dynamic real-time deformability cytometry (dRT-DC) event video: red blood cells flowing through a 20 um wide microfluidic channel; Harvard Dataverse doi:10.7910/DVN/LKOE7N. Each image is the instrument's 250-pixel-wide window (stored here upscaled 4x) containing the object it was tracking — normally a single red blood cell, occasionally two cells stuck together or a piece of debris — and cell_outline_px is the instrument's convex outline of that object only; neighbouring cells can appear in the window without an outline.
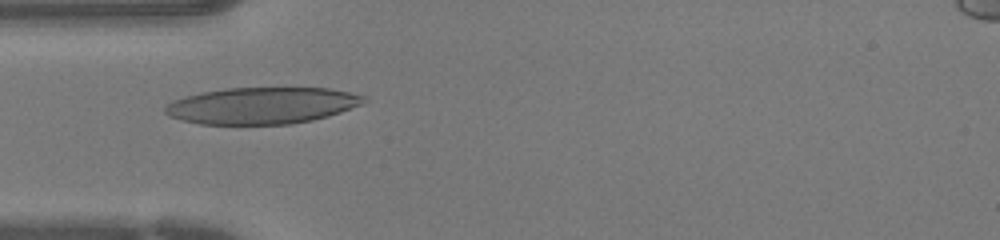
{"species": "human", "species_latin": "Homo sapiens", "temperature_condition": "warm", "stored_images_in_passage": 29, "camera_frame_rate_fps": 3000, "um_per_image_px": 0.085, "donor": {"sex": "female"}, "frame": {"image": 1, "passage_image": 1, "time_ms": 0.0, "image_size_px": [1000, 240], "cell_outline_px": [[368, 100], [360, 104], [340, 112], [328, 116], [312, 120], [292, 124], [200, 124], [180, 120], [164, 112], [164, 108], [172, 100], [184, 96], [204, 92], [228, 88], [328, 88], [348, 92], [364, 96]], "centroid_in_image_um": [22.24, 8.97], "position_along_channel_um": 62.8, "area_um2": 42.14}}
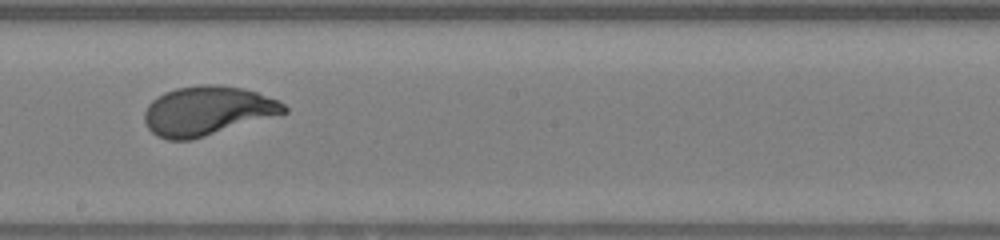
{"frame": {"image": 2, "passage_image": 12, "time_ms": 3.667, "image_size_px": [1000, 240], "cell_outline_px": [[288, 112], [192, 140], [168, 140], [156, 136], [148, 128], [144, 120], [144, 112], [148, 104], [152, 100], [164, 92], [176, 88], [200, 84], [216, 84], [244, 88], [256, 92], [276, 100], [284, 104], [288, 108]], "centroid_in_image_um": [17.59, 9.42], "position_along_channel_um": 230.6, "area_um2": 40.0}}
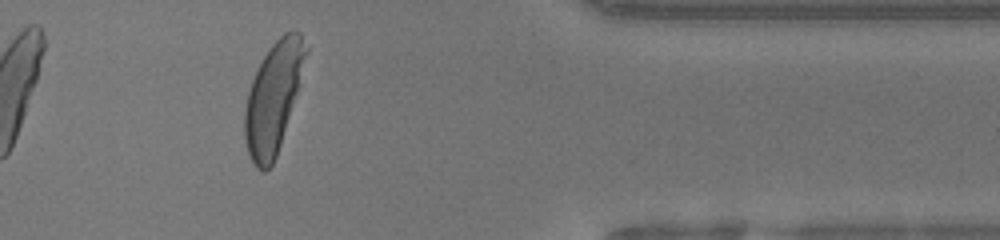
{"frame": {"image": 3, "passage_image": 24, "time_ms": 7.667, "image_size_px": [1000, 240], "cell_outline_px": [[308, 52], [296, 92], [280, 144], [276, 156], [272, 164], [264, 172], [256, 168], [248, 152], [244, 136], [244, 112], [248, 92], [252, 80], [268, 48], [284, 32], [292, 28], [300, 32], [308, 44]], "centroid_in_image_um": [23.23, 8.24], "position_along_channel_um": 388.2, "area_um2": 38.67}}